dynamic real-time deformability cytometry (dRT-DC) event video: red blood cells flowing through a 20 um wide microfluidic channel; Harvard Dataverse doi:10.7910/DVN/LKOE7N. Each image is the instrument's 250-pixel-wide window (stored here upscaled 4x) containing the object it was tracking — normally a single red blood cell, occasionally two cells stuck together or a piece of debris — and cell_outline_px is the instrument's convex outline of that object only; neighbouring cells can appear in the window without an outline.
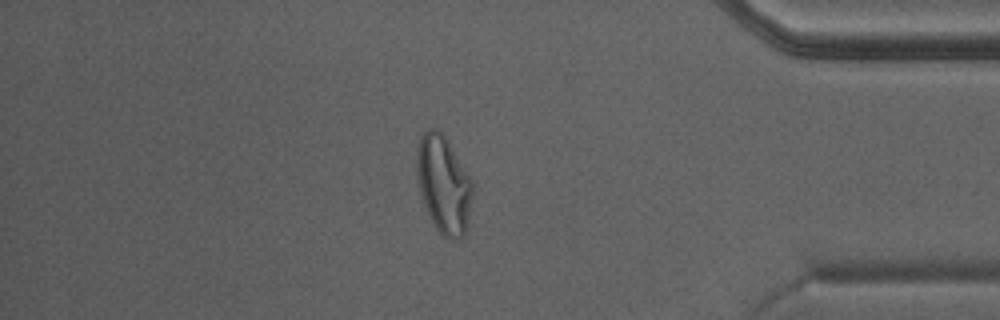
{"species": "Egyptian fruit bat (a non-hibernating species)", "species_latin": "Rousettus aegyptiacus", "temperature_condition": "warm", "stored_images_in_passage": 42, "camera_frame_rate_fps": 3000, "um_per_image_px": 0.085, "animal": {"sex": "male"}, "frame": {"image": 1, "passage_image": 36, "time_ms": 11.667, "image_size_px": [1000, 320], "cell_outline_px": [[476, 188], [468, 232], [460, 240], [452, 240], [444, 236], [436, 228], [424, 204], [420, 192], [416, 164], [416, 156], [420, 136], [428, 128], [432, 128], [440, 132], [448, 140], [472, 180]], "centroid_in_image_um": [37.78, 15.74], "position_along_channel_um": 397.4, "area_um2": 32.43}}